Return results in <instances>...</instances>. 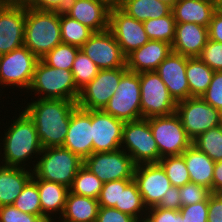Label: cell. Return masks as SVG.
I'll return each mask as SVG.
<instances>
[{
    "label": "cell",
    "mask_w": 222,
    "mask_h": 222,
    "mask_svg": "<svg viewBox=\"0 0 222 222\" xmlns=\"http://www.w3.org/2000/svg\"><path fill=\"white\" fill-rule=\"evenodd\" d=\"M77 103L70 100L39 99L23 109L34 121L43 148L63 146L72 112Z\"/></svg>",
    "instance_id": "obj_1"
},
{
    "label": "cell",
    "mask_w": 222,
    "mask_h": 222,
    "mask_svg": "<svg viewBox=\"0 0 222 222\" xmlns=\"http://www.w3.org/2000/svg\"><path fill=\"white\" fill-rule=\"evenodd\" d=\"M19 117L13 121L7 132H4L3 159L2 165L11 167L26 168V161L33 159V156L41 154L43 147L40 143L34 121L22 110Z\"/></svg>",
    "instance_id": "obj_2"
},
{
    "label": "cell",
    "mask_w": 222,
    "mask_h": 222,
    "mask_svg": "<svg viewBox=\"0 0 222 222\" xmlns=\"http://www.w3.org/2000/svg\"><path fill=\"white\" fill-rule=\"evenodd\" d=\"M61 43L60 12L26 5L24 45L41 59Z\"/></svg>",
    "instance_id": "obj_3"
},
{
    "label": "cell",
    "mask_w": 222,
    "mask_h": 222,
    "mask_svg": "<svg viewBox=\"0 0 222 222\" xmlns=\"http://www.w3.org/2000/svg\"><path fill=\"white\" fill-rule=\"evenodd\" d=\"M38 160L31 168L37 179L60 183L68 188L84 165V160L62 146L43 148Z\"/></svg>",
    "instance_id": "obj_4"
},
{
    "label": "cell",
    "mask_w": 222,
    "mask_h": 222,
    "mask_svg": "<svg viewBox=\"0 0 222 222\" xmlns=\"http://www.w3.org/2000/svg\"><path fill=\"white\" fill-rule=\"evenodd\" d=\"M28 90L34 92L35 96L40 94L39 99L70 100L76 103L80 94L71 70L48 66L42 59L36 65Z\"/></svg>",
    "instance_id": "obj_5"
},
{
    "label": "cell",
    "mask_w": 222,
    "mask_h": 222,
    "mask_svg": "<svg viewBox=\"0 0 222 222\" xmlns=\"http://www.w3.org/2000/svg\"><path fill=\"white\" fill-rule=\"evenodd\" d=\"M121 149L135 165L158 163L161 159L149 122L146 118L125 122Z\"/></svg>",
    "instance_id": "obj_6"
},
{
    "label": "cell",
    "mask_w": 222,
    "mask_h": 222,
    "mask_svg": "<svg viewBox=\"0 0 222 222\" xmlns=\"http://www.w3.org/2000/svg\"><path fill=\"white\" fill-rule=\"evenodd\" d=\"M161 158L181 155L193 144L176 113L147 118Z\"/></svg>",
    "instance_id": "obj_7"
},
{
    "label": "cell",
    "mask_w": 222,
    "mask_h": 222,
    "mask_svg": "<svg viewBox=\"0 0 222 222\" xmlns=\"http://www.w3.org/2000/svg\"><path fill=\"white\" fill-rule=\"evenodd\" d=\"M117 87L103 110L124 122L141 119L140 73L127 70Z\"/></svg>",
    "instance_id": "obj_8"
},
{
    "label": "cell",
    "mask_w": 222,
    "mask_h": 222,
    "mask_svg": "<svg viewBox=\"0 0 222 222\" xmlns=\"http://www.w3.org/2000/svg\"><path fill=\"white\" fill-rule=\"evenodd\" d=\"M39 60L25 45L0 55V86H16L29 92Z\"/></svg>",
    "instance_id": "obj_9"
},
{
    "label": "cell",
    "mask_w": 222,
    "mask_h": 222,
    "mask_svg": "<svg viewBox=\"0 0 222 222\" xmlns=\"http://www.w3.org/2000/svg\"><path fill=\"white\" fill-rule=\"evenodd\" d=\"M140 99L142 118L167 116L176 111L177 103L156 71L140 73Z\"/></svg>",
    "instance_id": "obj_10"
},
{
    "label": "cell",
    "mask_w": 222,
    "mask_h": 222,
    "mask_svg": "<svg viewBox=\"0 0 222 222\" xmlns=\"http://www.w3.org/2000/svg\"><path fill=\"white\" fill-rule=\"evenodd\" d=\"M175 113L192 141L210 128L222 124V113L201 97L177 102Z\"/></svg>",
    "instance_id": "obj_11"
},
{
    "label": "cell",
    "mask_w": 222,
    "mask_h": 222,
    "mask_svg": "<svg viewBox=\"0 0 222 222\" xmlns=\"http://www.w3.org/2000/svg\"><path fill=\"white\" fill-rule=\"evenodd\" d=\"M84 166L103 183L116 180H133L135 164L123 150L92 153Z\"/></svg>",
    "instance_id": "obj_12"
},
{
    "label": "cell",
    "mask_w": 222,
    "mask_h": 222,
    "mask_svg": "<svg viewBox=\"0 0 222 222\" xmlns=\"http://www.w3.org/2000/svg\"><path fill=\"white\" fill-rule=\"evenodd\" d=\"M127 70V67L99 70L97 76L80 90L77 106L84 110L104 109Z\"/></svg>",
    "instance_id": "obj_13"
},
{
    "label": "cell",
    "mask_w": 222,
    "mask_h": 222,
    "mask_svg": "<svg viewBox=\"0 0 222 222\" xmlns=\"http://www.w3.org/2000/svg\"><path fill=\"white\" fill-rule=\"evenodd\" d=\"M25 2H0V55L24 45Z\"/></svg>",
    "instance_id": "obj_14"
},
{
    "label": "cell",
    "mask_w": 222,
    "mask_h": 222,
    "mask_svg": "<svg viewBox=\"0 0 222 222\" xmlns=\"http://www.w3.org/2000/svg\"><path fill=\"white\" fill-rule=\"evenodd\" d=\"M109 30L125 56L150 40L145 32L143 22L129 16L120 7H111L110 9Z\"/></svg>",
    "instance_id": "obj_15"
},
{
    "label": "cell",
    "mask_w": 222,
    "mask_h": 222,
    "mask_svg": "<svg viewBox=\"0 0 222 222\" xmlns=\"http://www.w3.org/2000/svg\"><path fill=\"white\" fill-rule=\"evenodd\" d=\"M100 70L126 67V56L114 38L112 32L107 29L94 32L90 38L80 47Z\"/></svg>",
    "instance_id": "obj_16"
},
{
    "label": "cell",
    "mask_w": 222,
    "mask_h": 222,
    "mask_svg": "<svg viewBox=\"0 0 222 222\" xmlns=\"http://www.w3.org/2000/svg\"><path fill=\"white\" fill-rule=\"evenodd\" d=\"M133 180L147 209L156 207L172 187L165 170L159 163L136 165Z\"/></svg>",
    "instance_id": "obj_17"
},
{
    "label": "cell",
    "mask_w": 222,
    "mask_h": 222,
    "mask_svg": "<svg viewBox=\"0 0 222 222\" xmlns=\"http://www.w3.org/2000/svg\"><path fill=\"white\" fill-rule=\"evenodd\" d=\"M124 123L103 109L91 110L93 153L121 149Z\"/></svg>",
    "instance_id": "obj_18"
},
{
    "label": "cell",
    "mask_w": 222,
    "mask_h": 222,
    "mask_svg": "<svg viewBox=\"0 0 222 222\" xmlns=\"http://www.w3.org/2000/svg\"><path fill=\"white\" fill-rule=\"evenodd\" d=\"M91 110L77 107L71 114L64 148L85 160L93 153Z\"/></svg>",
    "instance_id": "obj_19"
},
{
    "label": "cell",
    "mask_w": 222,
    "mask_h": 222,
    "mask_svg": "<svg viewBox=\"0 0 222 222\" xmlns=\"http://www.w3.org/2000/svg\"><path fill=\"white\" fill-rule=\"evenodd\" d=\"M187 59V56L171 52L155 70L176 103L190 98L186 76Z\"/></svg>",
    "instance_id": "obj_20"
},
{
    "label": "cell",
    "mask_w": 222,
    "mask_h": 222,
    "mask_svg": "<svg viewBox=\"0 0 222 222\" xmlns=\"http://www.w3.org/2000/svg\"><path fill=\"white\" fill-rule=\"evenodd\" d=\"M110 9L102 0H70L63 12L93 32H101L109 29Z\"/></svg>",
    "instance_id": "obj_21"
},
{
    "label": "cell",
    "mask_w": 222,
    "mask_h": 222,
    "mask_svg": "<svg viewBox=\"0 0 222 222\" xmlns=\"http://www.w3.org/2000/svg\"><path fill=\"white\" fill-rule=\"evenodd\" d=\"M171 52V44L149 40L142 47L133 50L126 56V67L136 73L155 71Z\"/></svg>",
    "instance_id": "obj_22"
},
{
    "label": "cell",
    "mask_w": 222,
    "mask_h": 222,
    "mask_svg": "<svg viewBox=\"0 0 222 222\" xmlns=\"http://www.w3.org/2000/svg\"><path fill=\"white\" fill-rule=\"evenodd\" d=\"M208 40V27L195 23H176L172 52L199 57Z\"/></svg>",
    "instance_id": "obj_23"
},
{
    "label": "cell",
    "mask_w": 222,
    "mask_h": 222,
    "mask_svg": "<svg viewBox=\"0 0 222 222\" xmlns=\"http://www.w3.org/2000/svg\"><path fill=\"white\" fill-rule=\"evenodd\" d=\"M216 10L217 0H177L172 6L176 23H195L204 27H208Z\"/></svg>",
    "instance_id": "obj_24"
},
{
    "label": "cell",
    "mask_w": 222,
    "mask_h": 222,
    "mask_svg": "<svg viewBox=\"0 0 222 222\" xmlns=\"http://www.w3.org/2000/svg\"><path fill=\"white\" fill-rule=\"evenodd\" d=\"M32 176L30 168L0 164V206L12 205Z\"/></svg>",
    "instance_id": "obj_25"
},
{
    "label": "cell",
    "mask_w": 222,
    "mask_h": 222,
    "mask_svg": "<svg viewBox=\"0 0 222 222\" xmlns=\"http://www.w3.org/2000/svg\"><path fill=\"white\" fill-rule=\"evenodd\" d=\"M32 180L38 186L41 216L43 218H53L54 215L59 214L60 218L65 209L66 198L70 191L69 188L60 183L37 179L34 175Z\"/></svg>",
    "instance_id": "obj_26"
},
{
    "label": "cell",
    "mask_w": 222,
    "mask_h": 222,
    "mask_svg": "<svg viewBox=\"0 0 222 222\" xmlns=\"http://www.w3.org/2000/svg\"><path fill=\"white\" fill-rule=\"evenodd\" d=\"M189 172L190 181L204 186L213 194V174L215 162L195 145L188 147L182 154Z\"/></svg>",
    "instance_id": "obj_27"
},
{
    "label": "cell",
    "mask_w": 222,
    "mask_h": 222,
    "mask_svg": "<svg viewBox=\"0 0 222 222\" xmlns=\"http://www.w3.org/2000/svg\"><path fill=\"white\" fill-rule=\"evenodd\" d=\"M98 210L97 199L79 196L69 191L63 215L58 222H96Z\"/></svg>",
    "instance_id": "obj_28"
},
{
    "label": "cell",
    "mask_w": 222,
    "mask_h": 222,
    "mask_svg": "<svg viewBox=\"0 0 222 222\" xmlns=\"http://www.w3.org/2000/svg\"><path fill=\"white\" fill-rule=\"evenodd\" d=\"M119 7L129 16L142 22L166 16L172 11L170 5L160 0H123Z\"/></svg>",
    "instance_id": "obj_29"
},
{
    "label": "cell",
    "mask_w": 222,
    "mask_h": 222,
    "mask_svg": "<svg viewBox=\"0 0 222 222\" xmlns=\"http://www.w3.org/2000/svg\"><path fill=\"white\" fill-rule=\"evenodd\" d=\"M213 71L199 57H188L186 76L191 97H201L212 81Z\"/></svg>",
    "instance_id": "obj_30"
},
{
    "label": "cell",
    "mask_w": 222,
    "mask_h": 222,
    "mask_svg": "<svg viewBox=\"0 0 222 222\" xmlns=\"http://www.w3.org/2000/svg\"><path fill=\"white\" fill-rule=\"evenodd\" d=\"M113 208L118 209L122 213L128 214L137 220L146 217L147 208L143 203L142 196L134 180H132L126 187H120L119 205H115Z\"/></svg>",
    "instance_id": "obj_31"
},
{
    "label": "cell",
    "mask_w": 222,
    "mask_h": 222,
    "mask_svg": "<svg viewBox=\"0 0 222 222\" xmlns=\"http://www.w3.org/2000/svg\"><path fill=\"white\" fill-rule=\"evenodd\" d=\"M61 41L64 44L81 47L94 33L79 21L60 12Z\"/></svg>",
    "instance_id": "obj_32"
},
{
    "label": "cell",
    "mask_w": 222,
    "mask_h": 222,
    "mask_svg": "<svg viewBox=\"0 0 222 222\" xmlns=\"http://www.w3.org/2000/svg\"><path fill=\"white\" fill-rule=\"evenodd\" d=\"M143 25L150 40L164 41L172 45L176 25L172 11L166 16L145 20Z\"/></svg>",
    "instance_id": "obj_33"
},
{
    "label": "cell",
    "mask_w": 222,
    "mask_h": 222,
    "mask_svg": "<svg viewBox=\"0 0 222 222\" xmlns=\"http://www.w3.org/2000/svg\"><path fill=\"white\" fill-rule=\"evenodd\" d=\"M103 182L100 181L91 171L84 165L77 171L70 192L79 196L91 197L97 199Z\"/></svg>",
    "instance_id": "obj_34"
},
{
    "label": "cell",
    "mask_w": 222,
    "mask_h": 222,
    "mask_svg": "<svg viewBox=\"0 0 222 222\" xmlns=\"http://www.w3.org/2000/svg\"><path fill=\"white\" fill-rule=\"evenodd\" d=\"M193 145L214 162L222 160V124L200 134L193 140Z\"/></svg>",
    "instance_id": "obj_35"
},
{
    "label": "cell",
    "mask_w": 222,
    "mask_h": 222,
    "mask_svg": "<svg viewBox=\"0 0 222 222\" xmlns=\"http://www.w3.org/2000/svg\"><path fill=\"white\" fill-rule=\"evenodd\" d=\"M99 70L98 66L83 51L79 50L71 69L77 89L80 91L90 83Z\"/></svg>",
    "instance_id": "obj_36"
},
{
    "label": "cell",
    "mask_w": 222,
    "mask_h": 222,
    "mask_svg": "<svg viewBox=\"0 0 222 222\" xmlns=\"http://www.w3.org/2000/svg\"><path fill=\"white\" fill-rule=\"evenodd\" d=\"M158 163L165 170L172 186L181 187L190 182L189 172L182 155L164 157Z\"/></svg>",
    "instance_id": "obj_37"
},
{
    "label": "cell",
    "mask_w": 222,
    "mask_h": 222,
    "mask_svg": "<svg viewBox=\"0 0 222 222\" xmlns=\"http://www.w3.org/2000/svg\"><path fill=\"white\" fill-rule=\"evenodd\" d=\"M79 50L80 48L77 46L61 43L41 59L48 66L71 70Z\"/></svg>",
    "instance_id": "obj_38"
},
{
    "label": "cell",
    "mask_w": 222,
    "mask_h": 222,
    "mask_svg": "<svg viewBox=\"0 0 222 222\" xmlns=\"http://www.w3.org/2000/svg\"><path fill=\"white\" fill-rule=\"evenodd\" d=\"M12 205L23 213L41 216L38 186L32 179L26 184Z\"/></svg>",
    "instance_id": "obj_39"
},
{
    "label": "cell",
    "mask_w": 222,
    "mask_h": 222,
    "mask_svg": "<svg viewBox=\"0 0 222 222\" xmlns=\"http://www.w3.org/2000/svg\"><path fill=\"white\" fill-rule=\"evenodd\" d=\"M131 181L116 180L105 182L97 198L99 207L113 208L115 205H119L120 187H126Z\"/></svg>",
    "instance_id": "obj_40"
},
{
    "label": "cell",
    "mask_w": 222,
    "mask_h": 222,
    "mask_svg": "<svg viewBox=\"0 0 222 222\" xmlns=\"http://www.w3.org/2000/svg\"><path fill=\"white\" fill-rule=\"evenodd\" d=\"M181 207L205 201L212 193L204 186L188 182L179 187Z\"/></svg>",
    "instance_id": "obj_41"
},
{
    "label": "cell",
    "mask_w": 222,
    "mask_h": 222,
    "mask_svg": "<svg viewBox=\"0 0 222 222\" xmlns=\"http://www.w3.org/2000/svg\"><path fill=\"white\" fill-rule=\"evenodd\" d=\"M199 58L213 71H222V43L208 39Z\"/></svg>",
    "instance_id": "obj_42"
},
{
    "label": "cell",
    "mask_w": 222,
    "mask_h": 222,
    "mask_svg": "<svg viewBox=\"0 0 222 222\" xmlns=\"http://www.w3.org/2000/svg\"><path fill=\"white\" fill-rule=\"evenodd\" d=\"M201 98L222 113V71H215L212 81Z\"/></svg>",
    "instance_id": "obj_43"
},
{
    "label": "cell",
    "mask_w": 222,
    "mask_h": 222,
    "mask_svg": "<svg viewBox=\"0 0 222 222\" xmlns=\"http://www.w3.org/2000/svg\"><path fill=\"white\" fill-rule=\"evenodd\" d=\"M209 197L202 202L182 206L180 213L184 222H208Z\"/></svg>",
    "instance_id": "obj_44"
},
{
    "label": "cell",
    "mask_w": 222,
    "mask_h": 222,
    "mask_svg": "<svg viewBox=\"0 0 222 222\" xmlns=\"http://www.w3.org/2000/svg\"><path fill=\"white\" fill-rule=\"evenodd\" d=\"M42 219V216L23 213L13 205L0 206V222H40Z\"/></svg>",
    "instance_id": "obj_45"
},
{
    "label": "cell",
    "mask_w": 222,
    "mask_h": 222,
    "mask_svg": "<svg viewBox=\"0 0 222 222\" xmlns=\"http://www.w3.org/2000/svg\"><path fill=\"white\" fill-rule=\"evenodd\" d=\"M145 218L149 222H184L180 211L161 207L147 209Z\"/></svg>",
    "instance_id": "obj_46"
},
{
    "label": "cell",
    "mask_w": 222,
    "mask_h": 222,
    "mask_svg": "<svg viewBox=\"0 0 222 222\" xmlns=\"http://www.w3.org/2000/svg\"><path fill=\"white\" fill-rule=\"evenodd\" d=\"M96 222H137V219L115 208L99 207Z\"/></svg>",
    "instance_id": "obj_47"
},
{
    "label": "cell",
    "mask_w": 222,
    "mask_h": 222,
    "mask_svg": "<svg viewBox=\"0 0 222 222\" xmlns=\"http://www.w3.org/2000/svg\"><path fill=\"white\" fill-rule=\"evenodd\" d=\"M70 0H27L25 4L38 10L63 12Z\"/></svg>",
    "instance_id": "obj_48"
},
{
    "label": "cell",
    "mask_w": 222,
    "mask_h": 222,
    "mask_svg": "<svg viewBox=\"0 0 222 222\" xmlns=\"http://www.w3.org/2000/svg\"><path fill=\"white\" fill-rule=\"evenodd\" d=\"M156 207L179 211L181 208L179 187L172 186Z\"/></svg>",
    "instance_id": "obj_49"
},
{
    "label": "cell",
    "mask_w": 222,
    "mask_h": 222,
    "mask_svg": "<svg viewBox=\"0 0 222 222\" xmlns=\"http://www.w3.org/2000/svg\"><path fill=\"white\" fill-rule=\"evenodd\" d=\"M208 222H222V196L211 194L208 205Z\"/></svg>",
    "instance_id": "obj_50"
},
{
    "label": "cell",
    "mask_w": 222,
    "mask_h": 222,
    "mask_svg": "<svg viewBox=\"0 0 222 222\" xmlns=\"http://www.w3.org/2000/svg\"><path fill=\"white\" fill-rule=\"evenodd\" d=\"M208 39L222 43V13L216 10L208 25Z\"/></svg>",
    "instance_id": "obj_51"
},
{
    "label": "cell",
    "mask_w": 222,
    "mask_h": 222,
    "mask_svg": "<svg viewBox=\"0 0 222 222\" xmlns=\"http://www.w3.org/2000/svg\"><path fill=\"white\" fill-rule=\"evenodd\" d=\"M222 193V160L215 162L213 174V194Z\"/></svg>",
    "instance_id": "obj_52"
},
{
    "label": "cell",
    "mask_w": 222,
    "mask_h": 222,
    "mask_svg": "<svg viewBox=\"0 0 222 222\" xmlns=\"http://www.w3.org/2000/svg\"><path fill=\"white\" fill-rule=\"evenodd\" d=\"M106 2L110 7H119L123 0H102Z\"/></svg>",
    "instance_id": "obj_53"
},
{
    "label": "cell",
    "mask_w": 222,
    "mask_h": 222,
    "mask_svg": "<svg viewBox=\"0 0 222 222\" xmlns=\"http://www.w3.org/2000/svg\"><path fill=\"white\" fill-rule=\"evenodd\" d=\"M160 1L167 3L168 5L172 7L176 3L177 0H160Z\"/></svg>",
    "instance_id": "obj_54"
},
{
    "label": "cell",
    "mask_w": 222,
    "mask_h": 222,
    "mask_svg": "<svg viewBox=\"0 0 222 222\" xmlns=\"http://www.w3.org/2000/svg\"><path fill=\"white\" fill-rule=\"evenodd\" d=\"M217 10L222 13V0H217Z\"/></svg>",
    "instance_id": "obj_55"
},
{
    "label": "cell",
    "mask_w": 222,
    "mask_h": 222,
    "mask_svg": "<svg viewBox=\"0 0 222 222\" xmlns=\"http://www.w3.org/2000/svg\"><path fill=\"white\" fill-rule=\"evenodd\" d=\"M27 0H0V2H26Z\"/></svg>",
    "instance_id": "obj_56"
},
{
    "label": "cell",
    "mask_w": 222,
    "mask_h": 222,
    "mask_svg": "<svg viewBox=\"0 0 222 222\" xmlns=\"http://www.w3.org/2000/svg\"><path fill=\"white\" fill-rule=\"evenodd\" d=\"M40 222H55V219L53 218H43Z\"/></svg>",
    "instance_id": "obj_57"
},
{
    "label": "cell",
    "mask_w": 222,
    "mask_h": 222,
    "mask_svg": "<svg viewBox=\"0 0 222 222\" xmlns=\"http://www.w3.org/2000/svg\"><path fill=\"white\" fill-rule=\"evenodd\" d=\"M137 222H149L146 218L144 219H138Z\"/></svg>",
    "instance_id": "obj_58"
}]
</instances>
